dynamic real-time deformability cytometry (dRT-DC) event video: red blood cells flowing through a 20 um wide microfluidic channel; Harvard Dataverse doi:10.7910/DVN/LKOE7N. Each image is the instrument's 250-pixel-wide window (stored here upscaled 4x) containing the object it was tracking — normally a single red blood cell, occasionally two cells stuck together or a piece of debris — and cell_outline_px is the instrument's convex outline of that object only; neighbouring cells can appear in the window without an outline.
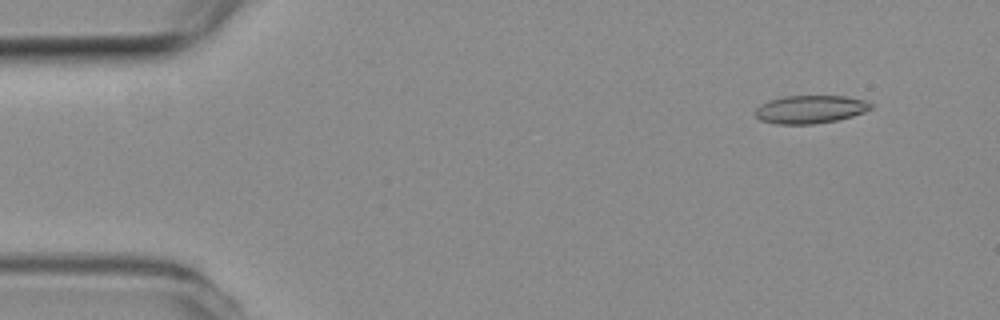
{"species": "common noctule bat (a hibernating species)", "species_latin": "Nyctalus noctula", "temperature_condition": "room temperature", "stored_images_in_passage": 4, "camera_frame_rate_fps": 3000, "um_per_image_px": 0.085, "animal": {"sex": "female", "body_mass_g": 19.3, "forearm_length_mm": 54.1}, "frame": {"image": 1, "passage_image": 2, "time_ms": 0.333, "image_size_px": [1000, 320], "cell_outline_px": [[872, 108], [864, 112], [852, 116], [836, 120], [812, 124], [776, 124], [760, 120], [756, 116], [756, 108], [768, 100], [784, 96], [844, 96], [864, 100], [872, 104]], "centroid_in_image_um": [68.86, 9.29], "position_along_channel_um": 16.1, "area_um2": 18.79}}